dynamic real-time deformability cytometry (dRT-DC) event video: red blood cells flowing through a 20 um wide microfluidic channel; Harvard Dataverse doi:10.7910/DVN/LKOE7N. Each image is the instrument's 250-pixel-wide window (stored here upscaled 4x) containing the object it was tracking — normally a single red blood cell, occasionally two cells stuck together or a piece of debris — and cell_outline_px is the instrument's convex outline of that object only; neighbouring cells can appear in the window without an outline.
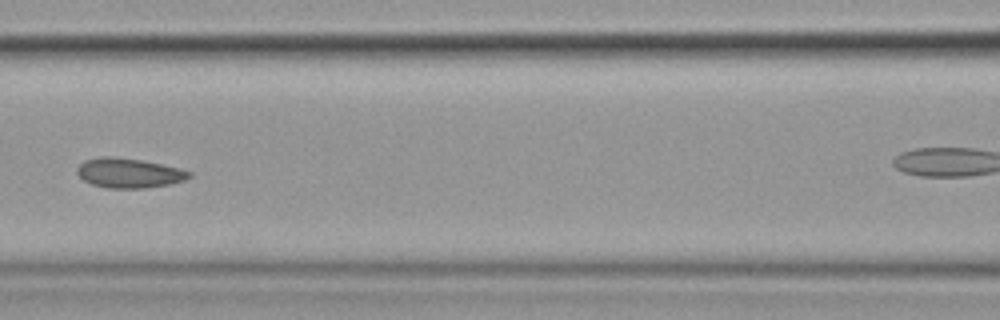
{"species": "common noctule bat (a hibernating species)", "species_latin": "Nyctalus noctula", "temperature_condition": "cold", "stored_images_in_passage": 10, "segment_of_instrument_passage": [1, 2], "camera_frame_rate_fps": 3000, "um_per_image_px": 0.085, "animal": {"sex": "female", "body_mass_g": 19.9}, "frame": {"image": 1, "passage_image": 9, "time_ms": 10.333, "image_size_px": [1000, 320], "cell_outline_px": [[192, 176], [184, 180], [172, 184], [144, 188], [108, 188], [92, 184], [84, 180], [76, 172], [76, 168], [84, 160], [100, 156], [116, 156], [140, 160], [180, 168], [192, 172]], "centroid_in_image_um": [10.96, 14.7], "position_along_channel_um": 155.6, "area_um2": 19.48}}